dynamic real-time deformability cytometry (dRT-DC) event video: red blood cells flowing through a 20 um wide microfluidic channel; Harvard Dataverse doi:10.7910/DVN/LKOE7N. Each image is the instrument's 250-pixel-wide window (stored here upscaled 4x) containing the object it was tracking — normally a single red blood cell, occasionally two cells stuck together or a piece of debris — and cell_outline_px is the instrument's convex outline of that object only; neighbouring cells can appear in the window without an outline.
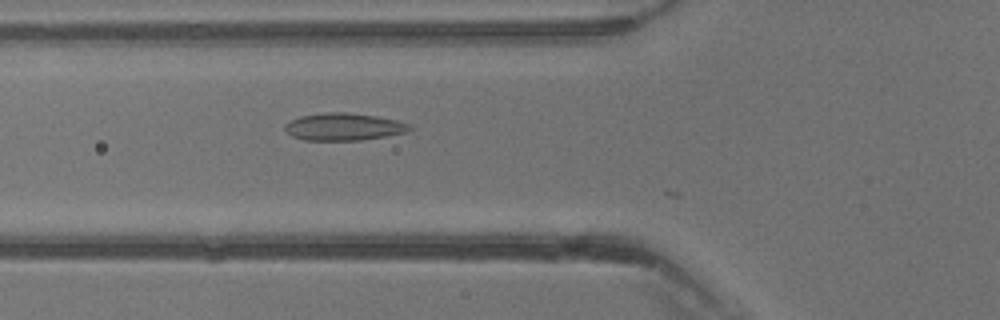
{"species": "common noctule bat (a hibernating species)", "species_latin": "Nyctalus noctula", "temperature_condition": "warm", "stored_images_in_passage": 5, "camera_frame_rate_fps": 3000, "um_per_image_px": 0.085, "animal": {"sex": "male", "body_mass_g": 13.3}, "frame": {"image": 1, "passage_image": 2, "time_ms": 0.333, "image_size_px": [1000, 320], "cell_outline_px": [[412, 128], [404, 132], [388, 136], [360, 140], [304, 140], [292, 136], [284, 128], [284, 124], [300, 116], [324, 112], [348, 112], [376, 116], [396, 120], [412, 124]], "centroid_in_image_um": [29.22, 10.77], "position_along_channel_um": 96.6, "area_um2": 19.88}}
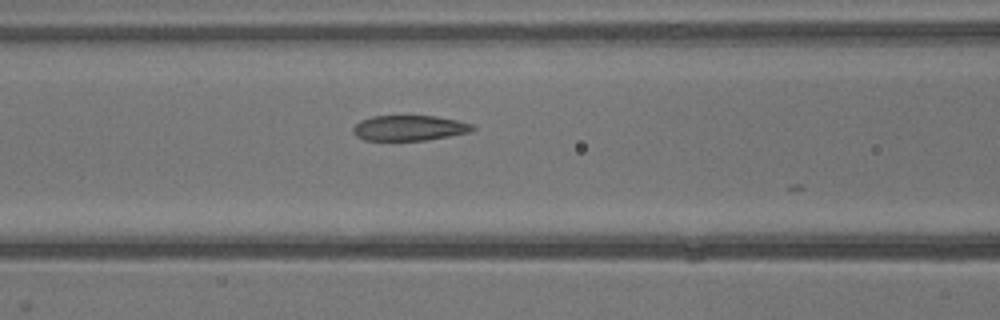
{"frame": {"image": 2, "passage_image": 4, "time_ms": 1.0, "image_size_px": [1000, 320], "cell_outline_px": [[476, 128], [468, 132], [448, 136], [424, 140], [364, 140], [356, 136], [352, 132], [352, 128], [360, 120], [372, 116], [436, 116], [456, 120], [472, 124]], "centroid_in_image_um": [34.74, 10.87], "position_along_channel_um": 131.9, "area_um2": 17.51}}